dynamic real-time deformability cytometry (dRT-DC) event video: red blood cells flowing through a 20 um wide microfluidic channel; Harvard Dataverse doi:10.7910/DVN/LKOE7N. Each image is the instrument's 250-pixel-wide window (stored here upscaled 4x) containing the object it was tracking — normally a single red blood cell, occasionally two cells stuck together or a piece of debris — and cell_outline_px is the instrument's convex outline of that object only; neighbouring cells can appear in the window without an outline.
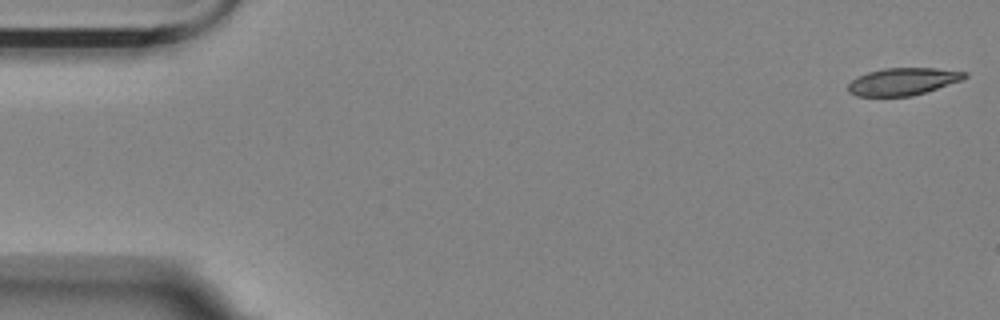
{"species": "Egyptian fruit bat (a non-hibernating species)", "species_latin": "Rousettus aegyptiacus", "temperature_condition": "room temperature", "stored_images_in_passage": 3, "camera_frame_rate_fps": 3000, "um_per_image_px": 0.085, "animal": {"sex": "female"}, "frame": {"image": 1, "passage_image": 1, "time_ms": 0.0, "image_size_px": [1000, 320], "cell_outline_px": [[968, 76], [960, 80], [912, 96], [856, 96], [848, 92], [848, 84], [852, 80], [868, 72], [884, 68], [936, 68], [968, 72]], "centroid_in_image_um": [76.73, 6.92], "position_along_channel_um": 8.3, "area_um2": 18.32}}